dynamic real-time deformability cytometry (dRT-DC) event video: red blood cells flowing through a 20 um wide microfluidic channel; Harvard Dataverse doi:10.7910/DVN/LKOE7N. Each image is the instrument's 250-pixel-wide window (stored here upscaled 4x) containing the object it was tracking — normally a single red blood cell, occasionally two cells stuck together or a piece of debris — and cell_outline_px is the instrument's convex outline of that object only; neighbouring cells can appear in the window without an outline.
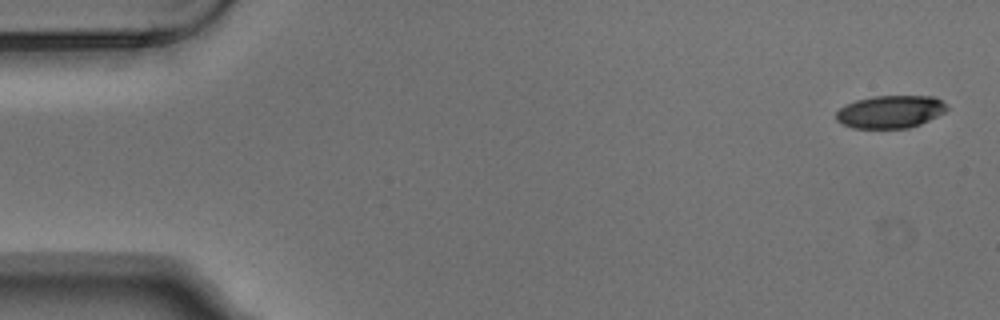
{"species": "Egyptian fruit bat (a non-hibernating species)", "species_latin": "Rousettus aegyptiacus", "temperature_condition": "warm", "stored_images_in_passage": 6, "camera_frame_rate_fps": 3000, "um_per_image_px": 0.085, "animal": {"sex": "male"}, "frame": {"image": 1, "passage_image": 1, "time_ms": 0.0, "image_size_px": [1000, 320], "cell_outline_px": [[948, 108], [944, 112], [920, 124], [908, 128], [852, 128], [836, 120], [836, 112], [840, 108], [856, 100], [872, 96], [932, 96], [940, 100]], "centroid_in_image_um": [75.65, 9.5], "position_along_channel_um": 9.3, "area_um2": 20.87}}
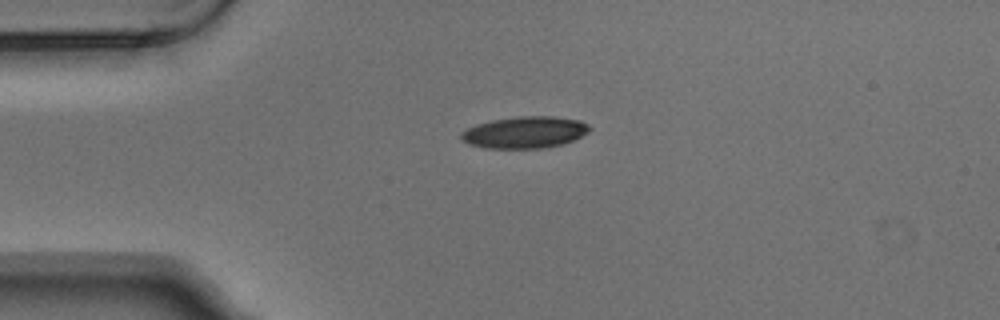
{"frame": {"image": 2, "passage_image": 4, "time_ms": 1.0, "image_size_px": [1000, 320], "cell_outline_px": [[592, 128], [588, 132], [564, 144], [544, 148], [488, 148], [468, 144], [460, 136], [460, 132], [476, 124], [492, 120], [520, 116], [552, 116], [580, 120], [588, 124]], "centroid_in_image_um": [44.62, 11.24], "position_along_channel_um": 40.4, "area_um2": 23.7}}
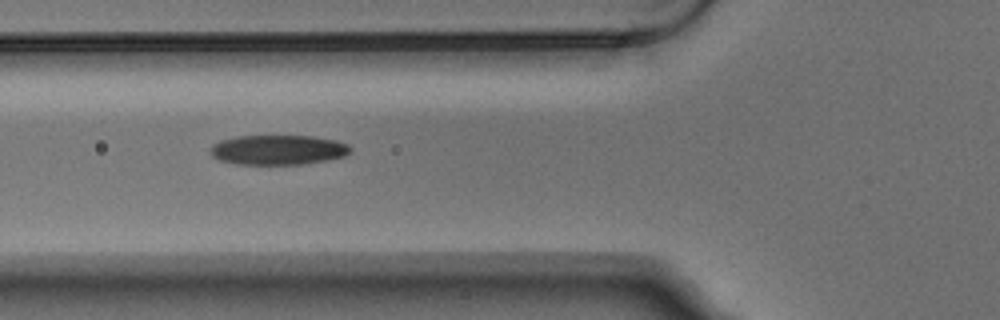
{"frame": {"image": 3, "passage_image": 6, "time_ms": 1.667, "image_size_px": [1000, 320], "cell_outline_px": [[352, 152], [344, 156], [328, 160], [304, 164], [236, 164], [220, 160], [212, 156], [208, 152], [208, 148], [212, 144], [220, 140], [236, 136], [312, 136], [336, 140], [348, 144], [352, 148]], "centroid_in_image_um": [23.62, 12.73], "position_along_channel_um": 102.2, "area_um2": 24.62}}